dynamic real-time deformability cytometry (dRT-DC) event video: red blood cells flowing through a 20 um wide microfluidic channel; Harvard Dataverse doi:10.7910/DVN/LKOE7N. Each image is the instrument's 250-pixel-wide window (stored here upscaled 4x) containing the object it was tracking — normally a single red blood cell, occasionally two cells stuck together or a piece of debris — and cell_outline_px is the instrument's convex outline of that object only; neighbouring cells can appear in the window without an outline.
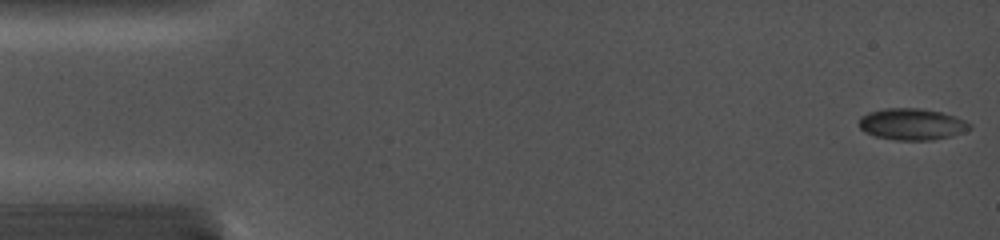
{"species": "common noctule bat (a hibernating species)", "species_latin": "Nyctalus noctula", "temperature_condition": "cold", "stored_images_in_passage": 5, "camera_frame_rate_fps": 5000, "um_per_image_px": 0.085, "animal": {"sex": "female", "body_mass_g": 19.0, "forearm_length_mm": 56.7}, "frame": {"image": 1, "passage_image": 1, "time_ms": 0.0, "image_size_px": [1000, 240], "cell_outline_px": [[972, 128], [952, 136], [932, 140], [896, 140], [876, 136], [864, 132], [860, 128], [860, 116], [868, 112], [884, 108], [920, 108], [940, 112], [956, 116], [972, 124]], "centroid_in_image_um": [77.52, 10.55], "position_along_channel_um": 7.5, "area_um2": 20.4}}
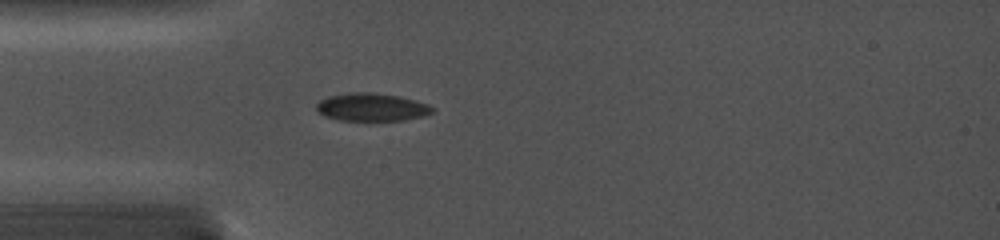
{"frame": {"image": 2, "passage_image": 5, "time_ms": 4.4, "image_size_px": [1000, 240], "cell_outline_px": [[436, 108], [432, 112], [424, 116], [404, 120], [340, 120], [324, 116], [316, 108], [316, 104], [320, 100], [328, 96], [348, 92], [372, 92], [400, 96], [416, 100], [428, 104]], "centroid_in_image_um": [31.61, 9.09], "position_along_channel_um": 53.4, "area_um2": 18.96}}